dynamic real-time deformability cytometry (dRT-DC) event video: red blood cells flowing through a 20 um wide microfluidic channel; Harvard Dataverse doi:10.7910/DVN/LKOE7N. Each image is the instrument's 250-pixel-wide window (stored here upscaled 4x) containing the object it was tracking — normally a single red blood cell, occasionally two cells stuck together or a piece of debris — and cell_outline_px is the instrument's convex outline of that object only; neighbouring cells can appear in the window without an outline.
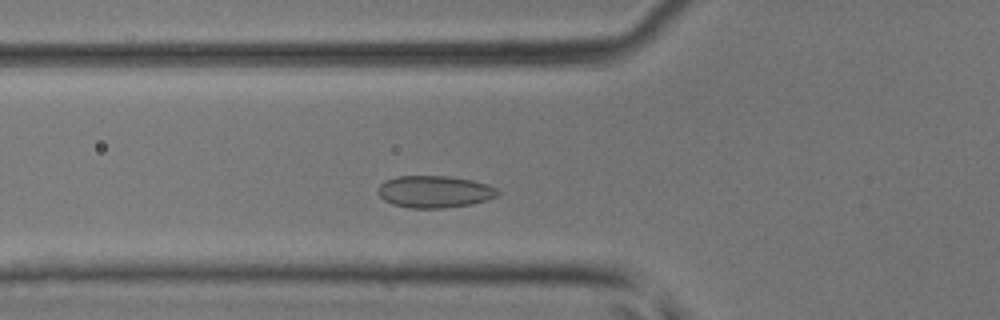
{"species": "common noctule bat (a hibernating species)", "species_latin": "Nyctalus noctula", "temperature_condition": "room temperature", "stored_images_in_passage": 24, "camera_frame_rate_fps": 3000, "um_per_image_px": 0.085, "animal": {"sex": "male", "body_mass_g": 17.9, "forearm_length_mm": 54.2}, "frame": {"image": 1, "passage_image": 7, "time_ms": 2.0, "image_size_px": [1000, 320], "cell_outline_px": [[500, 192], [496, 196], [488, 200], [472, 204], [444, 208], [408, 208], [392, 204], [384, 200], [380, 196], [380, 184], [384, 180], [396, 176], [448, 176], [472, 180], [488, 184], [496, 188]], "centroid_in_image_um": [36.95, 16.29], "position_along_channel_um": 88.8, "area_um2": 22.43}}
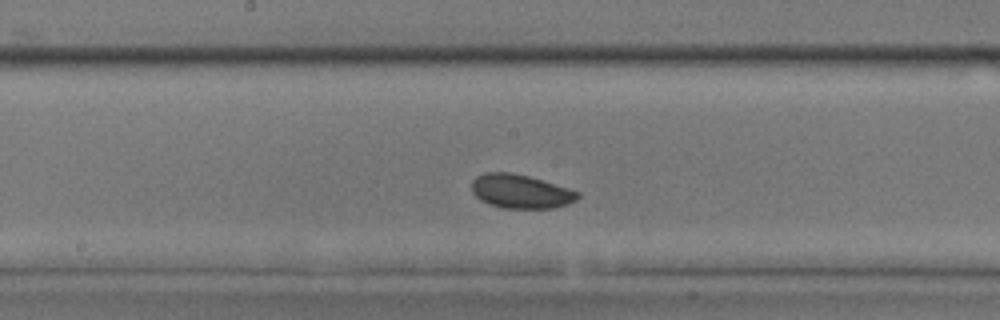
{"frame": {"image": 2, "passage_image": 15, "time_ms": 4.667, "image_size_px": [1000, 320], "cell_outline_px": [[580, 196], [576, 200], [568, 204], [552, 208], [500, 208], [488, 204], [480, 200], [472, 192], [472, 180], [476, 176], [484, 172], [512, 172], [528, 176], [568, 188], [580, 192]], "centroid_in_image_um": [44.23, 16.27], "position_along_channel_um": 204.0, "area_um2": 21.04}}
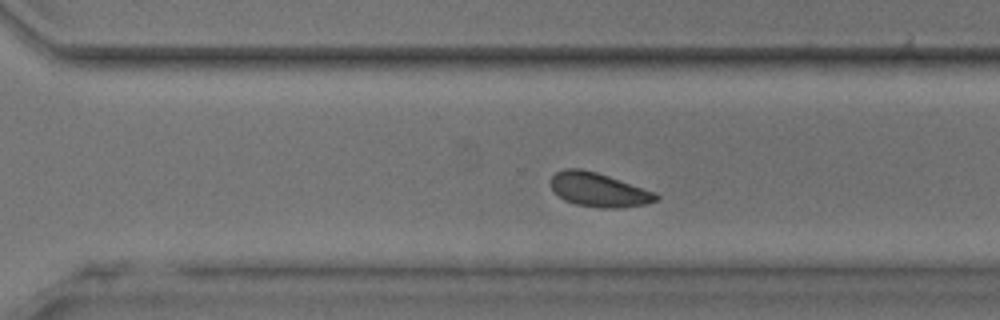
{"frame": {"image": 3, "passage_image": 23, "time_ms": 7.333, "image_size_px": [1000, 320], "cell_outline_px": [[660, 200], [648, 204], [616, 208], [604, 208], [576, 204], [564, 200], [552, 188], [552, 176], [556, 172], [564, 168], [580, 168], [596, 172], [656, 192], [660, 196]], "centroid_in_image_um": [50.94, 16.13], "position_along_channel_um": 319.7, "area_um2": 20.75}}